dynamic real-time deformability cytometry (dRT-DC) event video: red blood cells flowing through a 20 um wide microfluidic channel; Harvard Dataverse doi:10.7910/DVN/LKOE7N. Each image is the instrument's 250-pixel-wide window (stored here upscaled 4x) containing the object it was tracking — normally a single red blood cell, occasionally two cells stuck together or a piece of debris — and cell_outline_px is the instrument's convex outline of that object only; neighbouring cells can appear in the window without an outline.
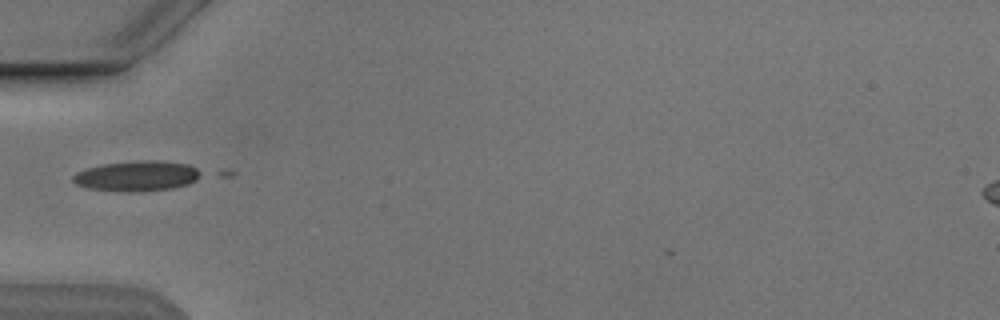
{"species": "Egyptian fruit bat (a non-hibernating species)", "species_latin": "Rousettus aegyptiacus", "temperature_condition": "cold", "stored_images_in_passage": 32, "camera_frame_rate_fps": 3000, "um_per_image_px": 0.085, "animal": {"sex": "male"}, "frame": {"image": 1, "passage_image": 1, "time_ms": 0.0, "image_size_px": [1000, 320], "cell_outline_px": [[204, 172], [196, 180], [188, 184], [172, 188], [136, 192], [124, 192], [88, 188], [76, 184], [72, 180], [72, 176], [76, 172], [88, 168], [104, 164], [136, 160], [156, 160], [188, 164]], "centroid_in_image_um": [11.65, 14.96], "position_along_channel_um": 73.3, "area_um2": 22.66}}
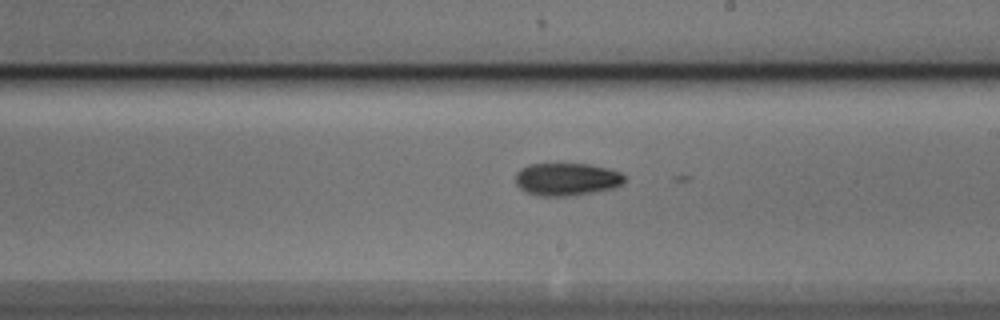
{"frame": {"image": 2, "passage_image": 14, "time_ms": 4.333, "image_size_px": [1000, 320], "cell_outline_px": [[624, 180], [620, 184], [612, 188], [592, 192], [568, 196], [536, 196], [520, 188], [516, 184], [516, 172], [520, 168], [528, 164], [592, 164], [608, 168], [620, 172], [624, 176]], "centroid_in_image_um": [48.13, 15.22], "position_along_channel_um": 240.9, "area_um2": 20.69}}
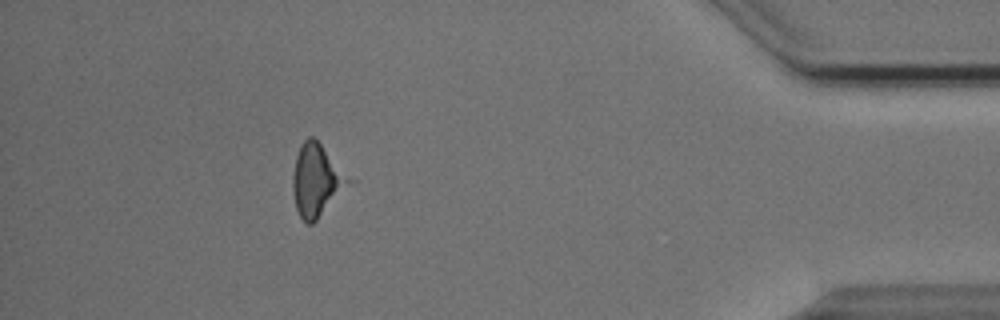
{"frame": {"image": 3, "passage_image": 31, "time_ms": 10.0, "image_size_px": [1000, 320], "cell_outline_px": [[348, 180], [316, 220], [312, 224], [304, 224], [296, 208], [292, 192], [292, 176], [296, 156], [300, 144], [308, 136], [312, 136], [320, 144]], "centroid_in_image_um": [26.74, 15.32], "position_along_channel_um": 408.5, "area_um2": 21.85}}